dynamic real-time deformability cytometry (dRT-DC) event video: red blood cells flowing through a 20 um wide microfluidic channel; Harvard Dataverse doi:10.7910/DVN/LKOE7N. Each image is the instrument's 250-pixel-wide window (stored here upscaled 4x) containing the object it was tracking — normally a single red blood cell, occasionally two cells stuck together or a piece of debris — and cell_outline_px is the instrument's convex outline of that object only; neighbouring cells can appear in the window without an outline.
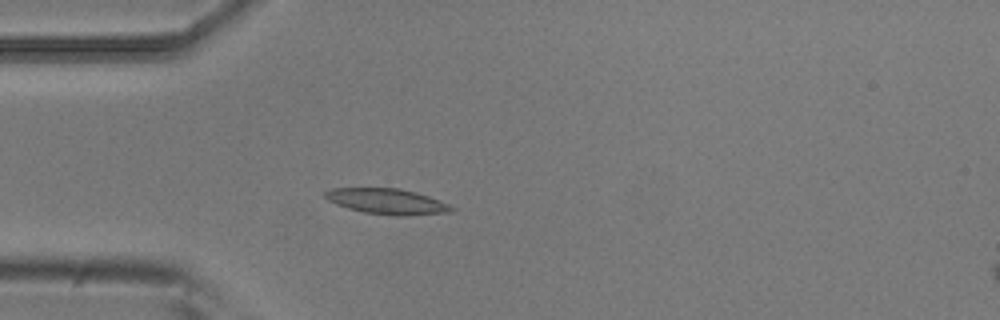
{"species": "common noctule bat (a hibernating species)", "species_latin": "Nyctalus noctula", "temperature_condition": "room temperature", "stored_images_in_passage": 4, "camera_frame_rate_fps": 3000, "um_per_image_px": 0.085, "animal": {"sex": "male", "body_mass_g": 20.5, "forearm_length_mm": 52.5}, "frame": {"image": 1, "passage_image": 4, "time_ms": 1.0, "image_size_px": [1000, 320], "cell_outline_px": [[456, 208], [452, 212], [408, 216], [396, 216], [364, 212], [348, 208], [336, 204], [328, 200], [324, 196], [324, 192], [332, 188], [400, 188], [416, 192], [440, 200]], "centroid_in_image_um": [32.93, 17.12], "position_along_channel_um": 52.1, "area_um2": 18.96}}